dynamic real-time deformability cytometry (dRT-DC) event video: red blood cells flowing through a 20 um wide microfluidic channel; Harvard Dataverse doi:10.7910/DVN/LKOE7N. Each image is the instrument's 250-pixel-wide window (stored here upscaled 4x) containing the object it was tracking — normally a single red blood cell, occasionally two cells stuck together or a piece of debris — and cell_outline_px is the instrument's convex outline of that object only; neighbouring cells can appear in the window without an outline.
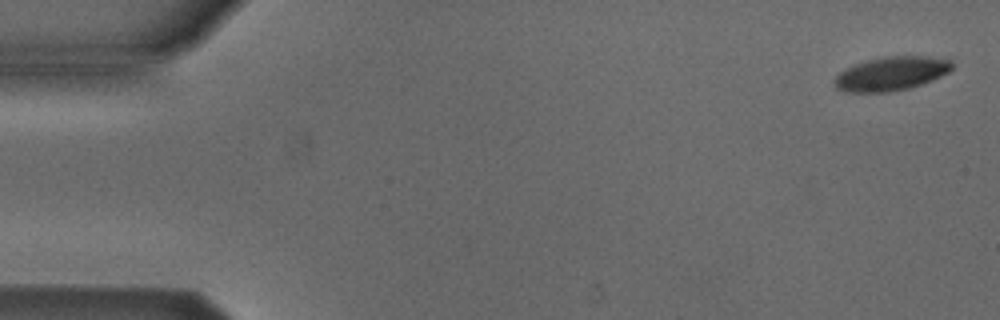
{"species": "Egyptian fruit bat (a non-hibernating species)", "species_latin": "Rousettus aegyptiacus", "temperature_condition": "cold", "stored_images_in_passage": 11, "camera_frame_rate_fps": 3000, "um_per_image_px": 0.085, "animal": {"sex": "male"}, "frame": {"image": 1, "passage_image": 2, "time_ms": 0.333, "image_size_px": [1000, 320], "cell_outline_px": [[952, 68], [948, 72], [932, 80], [908, 88], [888, 92], [848, 92], [836, 88], [836, 76], [840, 72], [856, 64], [868, 60], [884, 56], [928, 56], [952, 60]], "centroid_in_image_um": [75.79, 6.25], "position_along_channel_um": 9.2, "area_um2": 22.83}}